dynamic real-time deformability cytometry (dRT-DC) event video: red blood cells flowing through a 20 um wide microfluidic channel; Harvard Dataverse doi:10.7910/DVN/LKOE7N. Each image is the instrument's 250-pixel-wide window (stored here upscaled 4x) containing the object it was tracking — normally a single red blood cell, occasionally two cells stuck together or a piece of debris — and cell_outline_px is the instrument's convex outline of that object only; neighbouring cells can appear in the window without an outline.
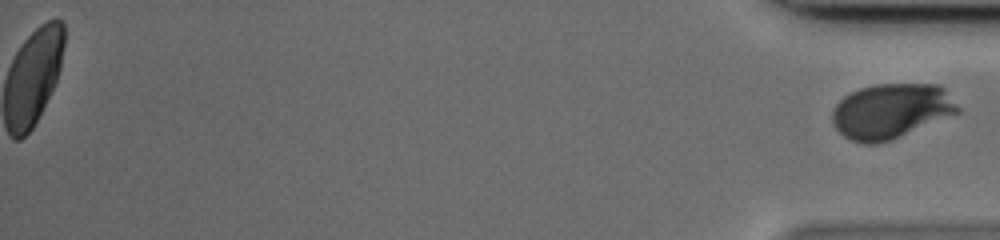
{"species": "human", "species_latin": "Homo sapiens", "temperature_condition": "cold", "stored_images_in_passage": 36, "segment_of_instrument_passage": [2, 2], "camera_frame_rate_fps": 3000, "um_per_image_px": 0.085, "donor": {"sex": "male"}, "frame": {"image": 1, "passage_image": 36, "time_ms": 11.667, "image_size_px": [1000, 240], "cell_outline_px": [[960, 112], [892, 140], [876, 144], [864, 144], [852, 140], [844, 136], [832, 124], [832, 108], [844, 96], [860, 88], [876, 84], [940, 84], [944, 88], [960, 108]], "centroid_in_image_um": [75.73, 9.44], "position_along_channel_um": 359.5, "area_um2": 40.29}}